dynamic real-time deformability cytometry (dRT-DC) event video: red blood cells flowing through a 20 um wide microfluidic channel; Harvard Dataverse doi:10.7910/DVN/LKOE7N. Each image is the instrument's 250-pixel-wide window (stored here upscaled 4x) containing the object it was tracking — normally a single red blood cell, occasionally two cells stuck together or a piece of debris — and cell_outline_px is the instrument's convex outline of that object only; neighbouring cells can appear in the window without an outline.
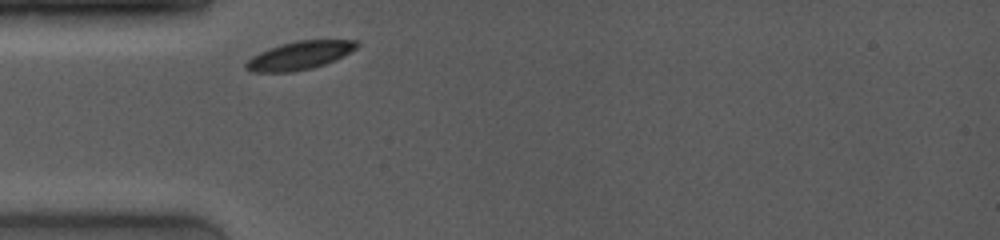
{"species": "common noctule bat (a hibernating species)", "species_latin": "Nyctalus noctula", "temperature_condition": "room temperature", "stored_images_in_passage": 4, "camera_frame_rate_fps": 4000, "um_per_image_px": 0.085, "animal": {"sex": "female", "body_mass_g": 19.0, "forearm_length_mm": 53.3}, "frame": {"image": 1, "passage_image": 1, "time_ms": 0.0, "image_size_px": [1000, 240], "cell_outline_px": [[360, 44], [356, 48], [324, 64], [312, 68], [292, 72], [252, 72], [244, 68], [244, 64], [252, 56], [260, 52], [280, 44], [296, 40], [356, 40]], "centroid_in_image_um": [25.41, 4.71], "position_along_channel_um": 59.6, "area_um2": 18.03}}
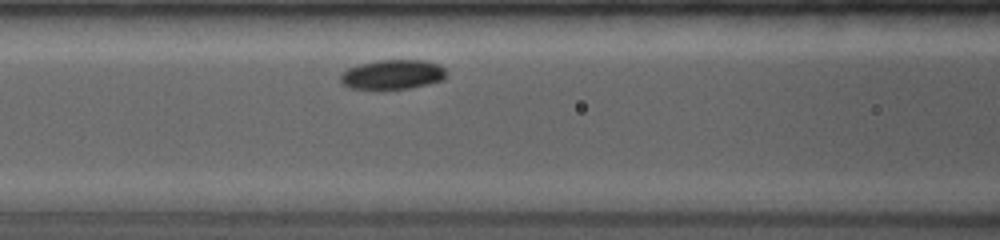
{"frame": {"image": 2, "passage_image": 4, "time_ms": 2.0, "image_size_px": [1000, 240], "cell_outline_px": [[448, 76], [444, 80], [412, 88], [348, 88], [340, 80], [340, 76], [348, 68], [360, 64], [376, 60], [424, 60], [440, 64], [448, 72]], "centroid_in_image_um": [33.45, 6.32], "position_along_channel_um": 133.2, "area_um2": 18.26}}